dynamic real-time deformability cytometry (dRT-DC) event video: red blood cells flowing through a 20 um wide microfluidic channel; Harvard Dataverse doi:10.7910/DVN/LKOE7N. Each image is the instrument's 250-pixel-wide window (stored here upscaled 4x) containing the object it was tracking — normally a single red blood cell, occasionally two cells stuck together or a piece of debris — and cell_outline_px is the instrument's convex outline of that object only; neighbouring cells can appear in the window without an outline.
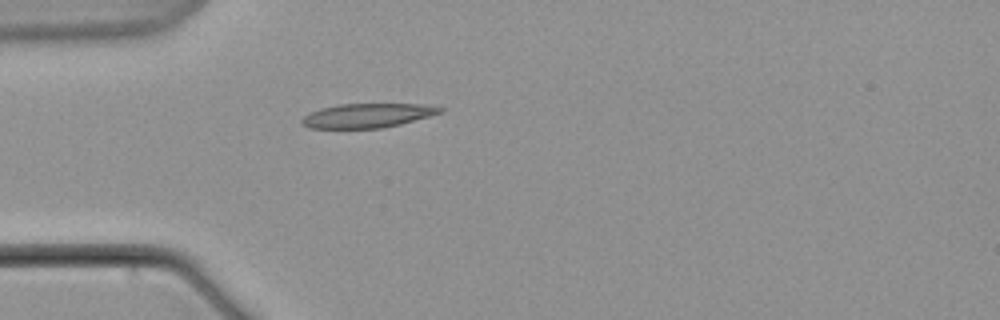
{"species": "common noctule bat (a hibernating species)", "species_latin": "Nyctalus noctula", "temperature_condition": "warm", "stored_images_in_passage": 1, "camera_frame_rate_fps": 3000, "um_per_image_px": 0.085, "animal": {"sex": "male", "body_mass_g": 21.5, "forearm_length_mm": 52.0}, "frame": {"image": 1, "passage_image": 1, "time_ms": 0.0, "image_size_px": [1000, 320], "cell_outline_px": [[444, 112], [400, 124], [380, 128], [308, 128], [300, 124], [300, 120], [308, 112], [320, 108], [340, 104], [424, 104], [444, 108]], "centroid_in_image_um": [31.19, 9.82], "position_along_channel_um": 53.8, "area_um2": 19.59}}